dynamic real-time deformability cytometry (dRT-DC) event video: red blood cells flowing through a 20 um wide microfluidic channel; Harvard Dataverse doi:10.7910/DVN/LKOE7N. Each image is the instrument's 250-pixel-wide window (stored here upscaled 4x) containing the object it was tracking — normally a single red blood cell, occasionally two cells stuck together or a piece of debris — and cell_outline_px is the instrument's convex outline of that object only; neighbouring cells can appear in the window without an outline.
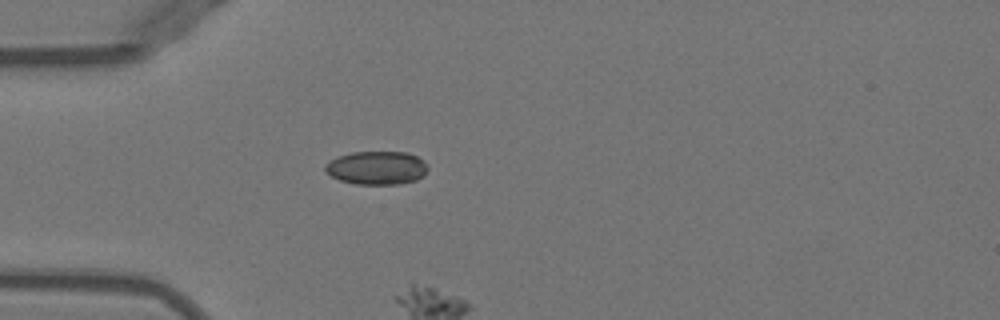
{"species": "Egyptian fruit bat (a non-hibernating species)", "species_latin": "Rousettus aegyptiacus", "temperature_condition": "warm", "stored_images_in_passage": 3, "camera_frame_rate_fps": 3000, "um_per_image_px": 0.085, "animal": {"sex": "female"}, "frame": {"image": 1, "passage_image": 1, "time_ms": 0.0, "image_size_px": [1000, 320], "cell_outline_px": [[428, 168], [424, 176], [416, 180], [400, 184], [356, 184], [340, 180], [324, 172], [324, 164], [336, 156], [352, 152], [408, 152], [424, 160], [428, 164]], "centroid_in_image_um": [32.02, 14.26], "position_along_channel_um": 53.0, "area_um2": 20.29}}